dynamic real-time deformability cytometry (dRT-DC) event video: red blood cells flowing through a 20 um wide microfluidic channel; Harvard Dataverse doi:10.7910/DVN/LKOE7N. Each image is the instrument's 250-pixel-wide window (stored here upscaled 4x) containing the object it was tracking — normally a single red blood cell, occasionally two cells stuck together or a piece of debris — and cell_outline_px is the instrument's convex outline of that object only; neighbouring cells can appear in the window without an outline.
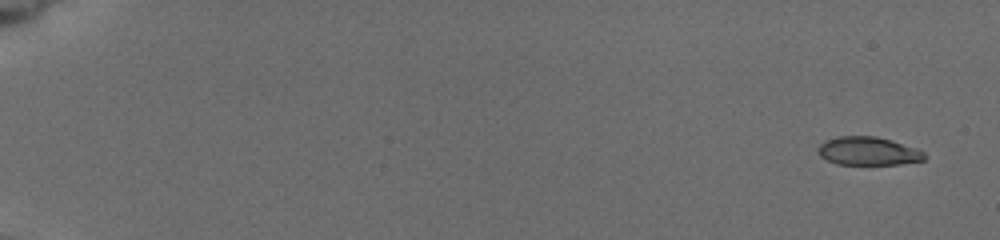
{"species": "common noctule bat (a hibernating species)", "species_latin": "Nyctalus noctula", "temperature_condition": "cold", "stored_images_in_passage": 11, "camera_frame_rate_fps": 3000, "um_per_image_px": 0.085, "animal": {"sex": "female", "body_mass_g": 19.5, "forearm_length_mm": 54.1}, "frame": {"image": 1, "passage_image": 1, "time_ms": 0.0, "image_size_px": [1000, 240], "cell_outline_px": [[924, 160], [900, 164], [836, 164], [820, 156], [816, 152], [816, 148], [824, 140], [836, 136], [876, 136], [892, 140], [916, 148], [924, 152]], "centroid_in_image_um": [73.74, 12.83], "position_along_channel_um": 11.3, "area_um2": 17.69}}
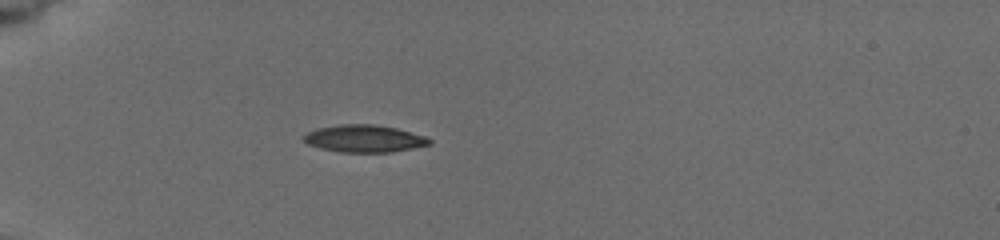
{"frame": {"image": 2, "passage_image": 7, "time_ms": 5.333, "image_size_px": [1000, 240], "cell_outline_px": [[432, 144], [392, 152], [340, 152], [320, 148], [308, 144], [300, 140], [300, 136], [316, 128], [340, 124], [372, 124], [396, 128], [428, 136], [432, 140]], "centroid_in_image_um": [30.94, 11.78], "position_along_channel_um": 54.1, "area_um2": 20.29}}
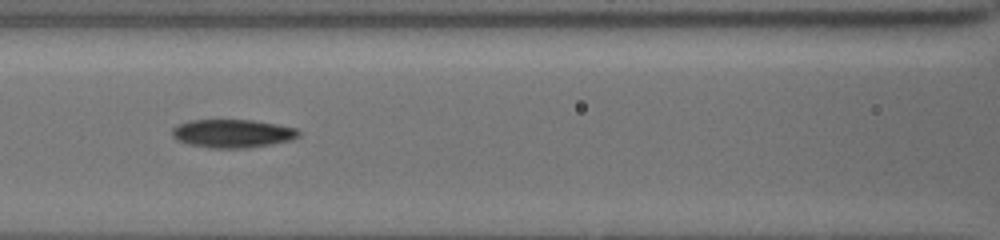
{"frame": {"image": 3, "passage_image": 10, "time_ms": 8.333, "image_size_px": [1000, 240], "cell_outline_px": [[300, 136], [292, 140], [272, 144], [248, 148], [208, 148], [188, 144], [176, 140], [172, 136], [172, 128], [180, 124], [192, 120], [252, 120], [276, 124], [296, 128], [300, 132]], "centroid_in_image_um": [19.77, 11.36], "position_along_channel_um": 146.8, "area_um2": 20.98}}